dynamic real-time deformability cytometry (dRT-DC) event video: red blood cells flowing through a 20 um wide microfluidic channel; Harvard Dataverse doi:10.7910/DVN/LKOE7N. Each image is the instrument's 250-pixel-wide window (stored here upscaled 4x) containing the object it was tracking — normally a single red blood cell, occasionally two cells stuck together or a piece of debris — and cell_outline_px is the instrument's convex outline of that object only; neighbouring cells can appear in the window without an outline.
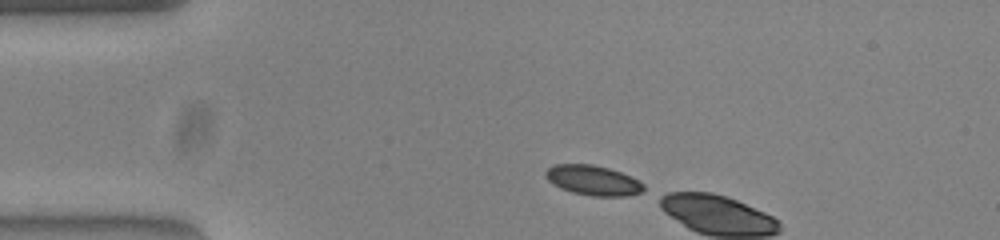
{"species": "common noctule bat (a hibernating species)", "species_latin": "Nyctalus noctula", "temperature_condition": "warm", "stored_images_in_passage": 3, "camera_frame_rate_fps": 3000, "um_per_image_px": 0.085, "animal": {"sex": "female", "body_mass_g": 23.0, "forearm_length_mm": 53.4}, "frame": {"image": 1, "passage_image": 1, "time_ms": 0.0, "image_size_px": [1000, 240], "cell_outline_px": [[644, 188], [640, 192], [624, 196], [592, 196], [572, 192], [560, 188], [552, 184], [544, 176], [544, 172], [552, 164], [592, 164], [608, 168], [620, 172], [644, 184]], "centroid_in_image_um": [50.33, 15.32], "position_along_channel_um": 34.7, "area_um2": 16.99}}